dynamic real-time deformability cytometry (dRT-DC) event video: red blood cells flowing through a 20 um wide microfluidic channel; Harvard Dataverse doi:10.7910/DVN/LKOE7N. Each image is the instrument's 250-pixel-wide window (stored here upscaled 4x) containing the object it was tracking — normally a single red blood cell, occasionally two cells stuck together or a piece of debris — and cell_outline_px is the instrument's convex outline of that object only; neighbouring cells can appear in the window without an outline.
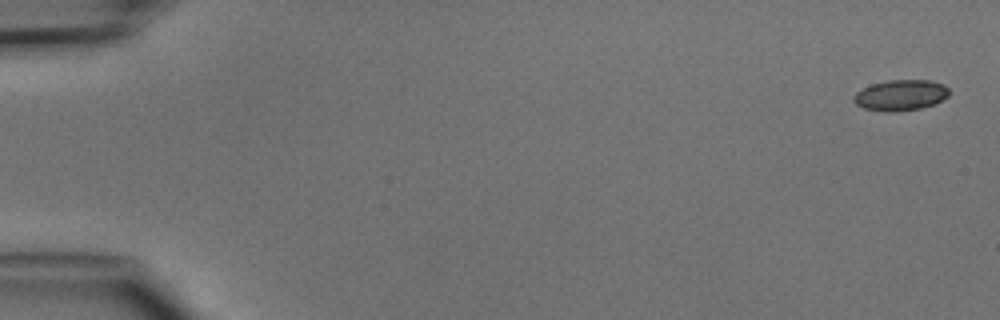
{"species": "common noctule bat (a hibernating species)", "species_latin": "Nyctalus noctula", "temperature_condition": "cold", "stored_images_in_passage": 5, "camera_frame_rate_fps": 3000, "um_per_image_px": 0.085, "animal": {"sex": "male", "body_mass_g": 15.6}, "frame": {"image": 1, "passage_image": 1, "time_ms": 0.0, "image_size_px": [1000, 320], "cell_outline_px": [[948, 96], [932, 104], [920, 108], [896, 112], [884, 112], [864, 108], [856, 104], [852, 100], [852, 96], [856, 92], [872, 84], [888, 80], [928, 80], [944, 84], [948, 88]], "centroid_in_image_um": [76.51, 8.09], "position_along_channel_um": 8.5, "area_um2": 17.05}}
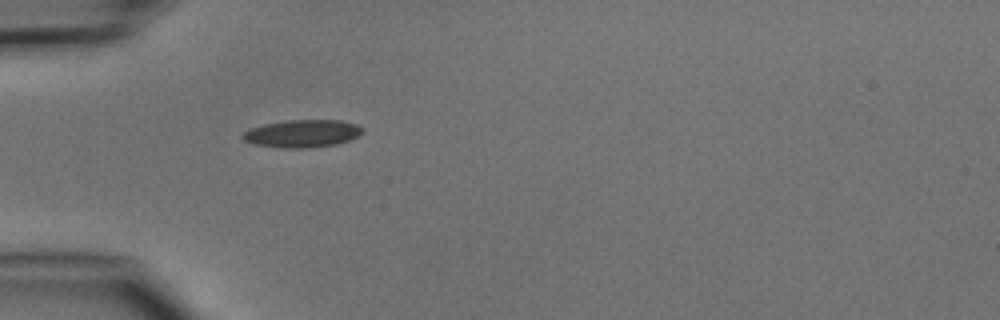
{"frame": {"image": 2, "passage_image": 5, "time_ms": 4.667, "image_size_px": [1000, 320], "cell_outline_px": [[364, 132], [360, 136], [336, 144], [304, 148], [284, 148], [252, 144], [244, 140], [240, 136], [248, 128], [264, 124], [288, 120], [340, 120], [356, 124], [364, 128]], "centroid_in_image_um": [25.69, 11.35], "position_along_channel_um": 59.3, "area_um2": 19.42}}